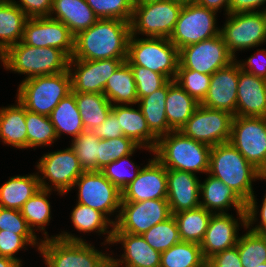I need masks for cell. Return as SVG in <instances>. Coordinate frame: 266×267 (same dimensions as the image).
Returning <instances> with one entry per match:
<instances>
[{"label": "cell", "instance_id": "cell-1", "mask_svg": "<svg viewBox=\"0 0 266 267\" xmlns=\"http://www.w3.org/2000/svg\"><path fill=\"white\" fill-rule=\"evenodd\" d=\"M207 174L223 181L246 203V227H251L258 220L252 182L263 180V174L230 142L211 147Z\"/></svg>", "mask_w": 266, "mask_h": 267}, {"label": "cell", "instance_id": "cell-2", "mask_svg": "<svg viewBox=\"0 0 266 267\" xmlns=\"http://www.w3.org/2000/svg\"><path fill=\"white\" fill-rule=\"evenodd\" d=\"M130 35V22L98 19L94 25L74 36L70 59H127Z\"/></svg>", "mask_w": 266, "mask_h": 267}, {"label": "cell", "instance_id": "cell-3", "mask_svg": "<svg viewBox=\"0 0 266 267\" xmlns=\"http://www.w3.org/2000/svg\"><path fill=\"white\" fill-rule=\"evenodd\" d=\"M39 252L47 267H111L109 254L68 232L41 240Z\"/></svg>", "mask_w": 266, "mask_h": 267}, {"label": "cell", "instance_id": "cell-4", "mask_svg": "<svg viewBox=\"0 0 266 267\" xmlns=\"http://www.w3.org/2000/svg\"><path fill=\"white\" fill-rule=\"evenodd\" d=\"M211 146L171 131L158 138L154 156L166 169L208 173ZM156 154V155H155Z\"/></svg>", "mask_w": 266, "mask_h": 267}, {"label": "cell", "instance_id": "cell-5", "mask_svg": "<svg viewBox=\"0 0 266 267\" xmlns=\"http://www.w3.org/2000/svg\"><path fill=\"white\" fill-rule=\"evenodd\" d=\"M0 60L7 70L26 74L25 79H29L68 71L70 57L60 49L28 46L20 41L9 47Z\"/></svg>", "mask_w": 266, "mask_h": 267}, {"label": "cell", "instance_id": "cell-6", "mask_svg": "<svg viewBox=\"0 0 266 267\" xmlns=\"http://www.w3.org/2000/svg\"><path fill=\"white\" fill-rule=\"evenodd\" d=\"M72 92L69 71L24 79L17 101L28 111L49 116L59 102Z\"/></svg>", "mask_w": 266, "mask_h": 267}, {"label": "cell", "instance_id": "cell-7", "mask_svg": "<svg viewBox=\"0 0 266 267\" xmlns=\"http://www.w3.org/2000/svg\"><path fill=\"white\" fill-rule=\"evenodd\" d=\"M129 65H139L175 80L179 65V50L169 38H137L130 35L127 59Z\"/></svg>", "mask_w": 266, "mask_h": 267}, {"label": "cell", "instance_id": "cell-8", "mask_svg": "<svg viewBox=\"0 0 266 267\" xmlns=\"http://www.w3.org/2000/svg\"><path fill=\"white\" fill-rule=\"evenodd\" d=\"M183 5L173 0L134 4L130 21L131 35L170 38Z\"/></svg>", "mask_w": 266, "mask_h": 267}, {"label": "cell", "instance_id": "cell-9", "mask_svg": "<svg viewBox=\"0 0 266 267\" xmlns=\"http://www.w3.org/2000/svg\"><path fill=\"white\" fill-rule=\"evenodd\" d=\"M119 211L115 216L113 232L135 235H142L152 226L172 216L167 199L121 201Z\"/></svg>", "mask_w": 266, "mask_h": 267}, {"label": "cell", "instance_id": "cell-10", "mask_svg": "<svg viewBox=\"0 0 266 267\" xmlns=\"http://www.w3.org/2000/svg\"><path fill=\"white\" fill-rule=\"evenodd\" d=\"M220 34L229 53L236 59L235 52L257 47L266 42V13H229Z\"/></svg>", "mask_w": 266, "mask_h": 267}, {"label": "cell", "instance_id": "cell-11", "mask_svg": "<svg viewBox=\"0 0 266 267\" xmlns=\"http://www.w3.org/2000/svg\"><path fill=\"white\" fill-rule=\"evenodd\" d=\"M229 142L262 174L266 172V117L234 116Z\"/></svg>", "mask_w": 266, "mask_h": 267}, {"label": "cell", "instance_id": "cell-12", "mask_svg": "<svg viewBox=\"0 0 266 267\" xmlns=\"http://www.w3.org/2000/svg\"><path fill=\"white\" fill-rule=\"evenodd\" d=\"M216 13L197 3L183 5L169 40L180 50L190 44L219 35L220 29L216 27Z\"/></svg>", "mask_w": 266, "mask_h": 267}, {"label": "cell", "instance_id": "cell-13", "mask_svg": "<svg viewBox=\"0 0 266 267\" xmlns=\"http://www.w3.org/2000/svg\"><path fill=\"white\" fill-rule=\"evenodd\" d=\"M233 118L229 112L200 104L179 131L212 147L230 141Z\"/></svg>", "mask_w": 266, "mask_h": 267}, {"label": "cell", "instance_id": "cell-14", "mask_svg": "<svg viewBox=\"0 0 266 267\" xmlns=\"http://www.w3.org/2000/svg\"><path fill=\"white\" fill-rule=\"evenodd\" d=\"M36 167L44 175L39 176L38 174L40 188L51 191L57 190L60 195L69 192L77 178L84 172L71 147L44 154ZM46 178L55 189L52 185H48L44 180Z\"/></svg>", "mask_w": 266, "mask_h": 267}, {"label": "cell", "instance_id": "cell-15", "mask_svg": "<svg viewBox=\"0 0 266 267\" xmlns=\"http://www.w3.org/2000/svg\"><path fill=\"white\" fill-rule=\"evenodd\" d=\"M234 60L235 58L229 53L221 34H219L181 48L178 68L212 75L217 70L227 67Z\"/></svg>", "mask_w": 266, "mask_h": 267}, {"label": "cell", "instance_id": "cell-16", "mask_svg": "<svg viewBox=\"0 0 266 267\" xmlns=\"http://www.w3.org/2000/svg\"><path fill=\"white\" fill-rule=\"evenodd\" d=\"M78 187V203L89 206L105 216L120 209V191L101 171H84L73 185Z\"/></svg>", "mask_w": 266, "mask_h": 267}, {"label": "cell", "instance_id": "cell-17", "mask_svg": "<svg viewBox=\"0 0 266 267\" xmlns=\"http://www.w3.org/2000/svg\"><path fill=\"white\" fill-rule=\"evenodd\" d=\"M126 59H70L68 71L73 93L103 94L108 79ZM74 66V68H73Z\"/></svg>", "mask_w": 266, "mask_h": 267}, {"label": "cell", "instance_id": "cell-18", "mask_svg": "<svg viewBox=\"0 0 266 267\" xmlns=\"http://www.w3.org/2000/svg\"><path fill=\"white\" fill-rule=\"evenodd\" d=\"M22 42L34 47H53L64 51L70 58L74 50V36L61 21L50 17L28 18Z\"/></svg>", "mask_w": 266, "mask_h": 267}, {"label": "cell", "instance_id": "cell-19", "mask_svg": "<svg viewBox=\"0 0 266 267\" xmlns=\"http://www.w3.org/2000/svg\"><path fill=\"white\" fill-rule=\"evenodd\" d=\"M167 199V169L154 157L122 190V201Z\"/></svg>", "mask_w": 266, "mask_h": 267}, {"label": "cell", "instance_id": "cell-20", "mask_svg": "<svg viewBox=\"0 0 266 267\" xmlns=\"http://www.w3.org/2000/svg\"><path fill=\"white\" fill-rule=\"evenodd\" d=\"M239 63L235 59L227 67L217 70L211 75L210 86L201 105L223 110L235 116Z\"/></svg>", "mask_w": 266, "mask_h": 267}, {"label": "cell", "instance_id": "cell-21", "mask_svg": "<svg viewBox=\"0 0 266 267\" xmlns=\"http://www.w3.org/2000/svg\"><path fill=\"white\" fill-rule=\"evenodd\" d=\"M200 183L196 174L167 169V201L171 214L200 207Z\"/></svg>", "mask_w": 266, "mask_h": 267}, {"label": "cell", "instance_id": "cell-22", "mask_svg": "<svg viewBox=\"0 0 266 267\" xmlns=\"http://www.w3.org/2000/svg\"><path fill=\"white\" fill-rule=\"evenodd\" d=\"M199 195L203 199L200 201V206L212 213H226L225 211L233 206L237 216L239 215L237 219L241 220L240 225L246 229V203L223 181L209 175L203 183H200Z\"/></svg>", "mask_w": 266, "mask_h": 267}, {"label": "cell", "instance_id": "cell-23", "mask_svg": "<svg viewBox=\"0 0 266 267\" xmlns=\"http://www.w3.org/2000/svg\"><path fill=\"white\" fill-rule=\"evenodd\" d=\"M239 224L237 219L228 213H214L211 216L200 243L202 255L206 261L213 255L237 245Z\"/></svg>", "mask_w": 266, "mask_h": 267}, {"label": "cell", "instance_id": "cell-24", "mask_svg": "<svg viewBox=\"0 0 266 267\" xmlns=\"http://www.w3.org/2000/svg\"><path fill=\"white\" fill-rule=\"evenodd\" d=\"M115 243L122 244L124 253L123 259L111 257V267H160L161 253L153 249L142 235L113 232L111 244Z\"/></svg>", "mask_w": 266, "mask_h": 267}, {"label": "cell", "instance_id": "cell-25", "mask_svg": "<svg viewBox=\"0 0 266 267\" xmlns=\"http://www.w3.org/2000/svg\"><path fill=\"white\" fill-rule=\"evenodd\" d=\"M235 116L266 117V79L243 71L240 65Z\"/></svg>", "mask_w": 266, "mask_h": 267}, {"label": "cell", "instance_id": "cell-26", "mask_svg": "<svg viewBox=\"0 0 266 267\" xmlns=\"http://www.w3.org/2000/svg\"><path fill=\"white\" fill-rule=\"evenodd\" d=\"M112 112L119 121L123 135L153 153L158 137L148 127L141 109L128 105H113Z\"/></svg>", "mask_w": 266, "mask_h": 267}, {"label": "cell", "instance_id": "cell-27", "mask_svg": "<svg viewBox=\"0 0 266 267\" xmlns=\"http://www.w3.org/2000/svg\"><path fill=\"white\" fill-rule=\"evenodd\" d=\"M55 13L56 16L53 14ZM50 18L63 22L73 36L88 29L99 19L86 0H53Z\"/></svg>", "mask_w": 266, "mask_h": 267}, {"label": "cell", "instance_id": "cell-28", "mask_svg": "<svg viewBox=\"0 0 266 267\" xmlns=\"http://www.w3.org/2000/svg\"><path fill=\"white\" fill-rule=\"evenodd\" d=\"M26 108L16 105L0 108V138L4 144L15 148H27Z\"/></svg>", "mask_w": 266, "mask_h": 267}, {"label": "cell", "instance_id": "cell-29", "mask_svg": "<svg viewBox=\"0 0 266 267\" xmlns=\"http://www.w3.org/2000/svg\"><path fill=\"white\" fill-rule=\"evenodd\" d=\"M198 103L175 80L168 81L166 117L168 125L179 131L198 108Z\"/></svg>", "mask_w": 266, "mask_h": 267}, {"label": "cell", "instance_id": "cell-30", "mask_svg": "<svg viewBox=\"0 0 266 267\" xmlns=\"http://www.w3.org/2000/svg\"><path fill=\"white\" fill-rule=\"evenodd\" d=\"M103 94L112 105L137 104L138 97L134 74L126 61L108 79Z\"/></svg>", "mask_w": 266, "mask_h": 267}, {"label": "cell", "instance_id": "cell-31", "mask_svg": "<svg viewBox=\"0 0 266 267\" xmlns=\"http://www.w3.org/2000/svg\"><path fill=\"white\" fill-rule=\"evenodd\" d=\"M28 16L10 1L0 3V56L11 46L22 41Z\"/></svg>", "mask_w": 266, "mask_h": 267}, {"label": "cell", "instance_id": "cell-32", "mask_svg": "<svg viewBox=\"0 0 266 267\" xmlns=\"http://www.w3.org/2000/svg\"><path fill=\"white\" fill-rule=\"evenodd\" d=\"M38 173L13 176L0 187V207L21 210L39 189Z\"/></svg>", "mask_w": 266, "mask_h": 267}, {"label": "cell", "instance_id": "cell-33", "mask_svg": "<svg viewBox=\"0 0 266 267\" xmlns=\"http://www.w3.org/2000/svg\"><path fill=\"white\" fill-rule=\"evenodd\" d=\"M168 93V82L152 94L142 97L138 100V106L141 109L150 130L159 138L162 135L174 131L167 122L166 117V97Z\"/></svg>", "mask_w": 266, "mask_h": 267}, {"label": "cell", "instance_id": "cell-34", "mask_svg": "<svg viewBox=\"0 0 266 267\" xmlns=\"http://www.w3.org/2000/svg\"><path fill=\"white\" fill-rule=\"evenodd\" d=\"M49 118L58 138L62 133H66L73 136L72 139H74L85 131L73 92L59 102L50 113Z\"/></svg>", "mask_w": 266, "mask_h": 267}, {"label": "cell", "instance_id": "cell-35", "mask_svg": "<svg viewBox=\"0 0 266 267\" xmlns=\"http://www.w3.org/2000/svg\"><path fill=\"white\" fill-rule=\"evenodd\" d=\"M76 105L86 131L100 126L112 111L113 105L100 93H74Z\"/></svg>", "mask_w": 266, "mask_h": 267}, {"label": "cell", "instance_id": "cell-36", "mask_svg": "<svg viewBox=\"0 0 266 267\" xmlns=\"http://www.w3.org/2000/svg\"><path fill=\"white\" fill-rule=\"evenodd\" d=\"M213 214L201 206L172 214L176 220L181 241L200 244Z\"/></svg>", "mask_w": 266, "mask_h": 267}, {"label": "cell", "instance_id": "cell-37", "mask_svg": "<svg viewBox=\"0 0 266 267\" xmlns=\"http://www.w3.org/2000/svg\"><path fill=\"white\" fill-rule=\"evenodd\" d=\"M71 221L74 227L80 232H92L96 231L99 234H107L105 243L112 242L114 221L105 216L100 211L93 209L89 206L77 203L71 213ZM111 230H107L109 227Z\"/></svg>", "mask_w": 266, "mask_h": 267}, {"label": "cell", "instance_id": "cell-38", "mask_svg": "<svg viewBox=\"0 0 266 267\" xmlns=\"http://www.w3.org/2000/svg\"><path fill=\"white\" fill-rule=\"evenodd\" d=\"M160 267H206L200 244L180 241L161 253Z\"/></svg>", "mask_w": 266, "mask_h": 267}, {"label": "cell", "instance_id": "cell-39", "mask_svg": "<svg viewBox=\"0 0 266 267\" xmlns=\"http://www.w3.org/2000/svg\"><path fill=\"white\" fill-rule=\"evenodd\" d=\"M51 190L39 189L31 198H29L21 209L22 216L26 219L29 228L34 232L36 230H42L44 233V240L49 239L47 232L45 231V225H48L51 219V206L48 201V194Z\"/></svg>", "mask_w": 266, "mask_h": 267}, {"label": "cell", "instance_id": "cell-40", "mask_svg": "<svg viewBox=\"0 0 266 267\" xmlns=\"http://www.w3.org/2000/svg\"><path fill=\"white\" fill-rule=\"evenodd\" d=\"M27 148L48 146L58 139L49 116L26 110Z\"/></svg>", "mask_w": 266, "mask_h": 267}, {"label": "cell", "instance_id": "cell-41", "mask_svg": "<svg viewBox=\"0 0 266 267\" xmlns=\"http://www.w3.org/2000/svg\"><path fill=\"white\" fill-rule=\"evenodd\" d=\"M243 267H256L266 261V240L259 233L248 230L236 245Z\"/></svg>", "mask_w": 266, "mask_h": 267}, {"label": "cell", "instance_id": "cell-42", "mask_svg": "<svg viewBox=\"0 0 266 267\" xmlns=\"http://www.w3.org/2000/svg\"><path fill=\"white\" fill-rule=\"evenodd\" d=\"M142 237L153 249L160 253L181 241L178 226L173 215L166 221L152 226L142 234Z\"/></svg>", "mask_w": 266, "mask_h": 267}, {"label": "cell", "instance_id": "cell-43", "mask_svg": "<svg viewBox=\"0 0 266 267\" xmlns=\"http://www.w3.org/2000/svg\"><path fill=\"white\" fill-rule=\"evenodd\" d=\"M99 141L91 131H84L72 139L71 148L84 171H98Z\"/></svg>", "mask_w": 266, "mask_h": 267}, {"label": "cell", "instance_id": "cell-44", "mask_svg": "<svg viewBox=\"0 0 266 267\" xmlns=\"http://www.w3.org/2000/svg\"><path fill=\"white\" fill-rule=\"evenodd\" d=\"M98 156V171L107 166L110 162L120 159L121 157L133 154L138 148L144 147L136 144L132 139L121 136L115 139H100Z\"/></svg>", "mask_w": 266, "mask_h": 267}, {"label": "cell", "instance_id": "cell-45", "mask_svg": "<svg viewBox=\"0 0 266 267\" xmlns=\"http://www.w3.org/2000/svg\"><path fill=\"white\" fill-rule=\"evenodd\" d=\"M99 19H118L130 22L133 15V0H86Z\"/></svg>", "mask_w": 266, "mask_h": 267}, {"label": "cell", "instance_id": "cell-46", "mask_svg": "<svg viewBox=\"0 0 266 267\" xmlns=\"http://www.w3.org/2000/svg\"><path fill=\"white\" fill-rule=\"evenodd\" d=\"M210 80L211 75L186 68H178L175 78V82L200 104L208 93Z\"/></svg>", "mask_w": 266, "mask_h": 267}, {"label": "cell", "instance_id": "cell-47", "mask_svg": "<svg viewBox=\"0 0 266 267\" xmlns=\"http://www.w3.org/2000/svg\"><path fill=\"white\" fill-rule=\"evenodd\" d=\"M37 239L35 234H15L7 230H0V256L11 258L22 266V261L15 257V253L27 245H37L39 251L41 240L38 242Z\"/></svg>", "mask_w": 266, "mask_h": 267}, {"label": "cell", "instance_id": "cell-48", "mask_svg": "<svg viewBox=\"0 0 266 267\" xmlns=\"http://www.w3.org/2000/svg\"><path fill=\"white\" fill-rule=\"evenodd\" d=\"M130 67L136 82L138 100L162 88L169 81L164 75L145 67L139 65H130Z\"/></svg>", "mask_w": 266, "mask_h": 267}, {"label": "cell", "instance_id": "cell-49", "mask_svg": "<svg viewBox=\"0 0 266 267\" xmlns=\"http://www.w3.org/2000/svg\"><path fill=\"white\" fill-rule=\"evenodd\" d=\"M130 156H132V154L112 161L100 170L101 173L107 179H109L120 191H122L128 184H130L137 177L139 171L141 170V167H138V165H135V163L130 160ZM123 162L129 163L131 165V168H135L134 172H131L132 174H128V172L130 171L127 172L126 170L122 169L123 167L121 166H123Z\"/></svg>", "mask_w": 266, "mask_h": 267}, {"label": "cell", "instance_id": "cell-50", "mask_svg": "<svg viewBox=\"0 0 266 267\" xmlns=\"http://www.w3.org/2000/svg\"><path fill=\"white\" fill-rule=\"evenodd\" d=\"M0 230L15 234H35L29 228L21 210L0 207Z\"/></svg>", "mask_w": 266, "mask_h": 267}, {"label": "cell", "instance_id": "cell-51", "mask_svg": "<svg viewBox=\"0 0 266 267\" xmlns=\"http://www.w3.org/2000/svg\"><path fill=\"white\" fill-rule=\"evenodd\" d=\"M19 6L29 17H49L53 0H20V4L15 0H9Z\"/></svg>", "mask_w": 266, "mask_h": 267}, {"label": "cell", "instance_id": "cell-52", "mask_svg": "<svg viewBox=\"0 0 266 267\" xmlns=\"http://www.w3.org/2000/svg\"><path fill=\"white\" fill-rule=\"evenodd\" d=\"M206 267H243L238 248L235 246L213 255L206 261Z\"/></svg>", "mask_w": 266, "mask_h": 267}, {"label": "cell", "instance_id": "cell-53", "mask_svg": "<svg viewBox=\"0 0 266 267\" xmlns=\"http://www.w3.org/2000/svg\"><path fill=\"white\" fill-rule=\"evenodd\" d=\"M99 139H115L123 135L116 115L111 111L105 121L91 131Z\"/></svg>", "mask_w": 266, "mask_h": 267}, {"label": "cell", "instance_id": "cell-54", "mask_svg": "<svg viewBox=\"0 0 266 267\" xmlns=\"http://www.w3.org/2000/svg\"><path fill=\"white\" fill-rule=\"evenodd\" d=\"M263 56L264 58H262V63L261 61L258 62L256 60V58L258 56ZM244 63H242L241 61H238L241 69L245 72H248L250 74H253L257 77H261L266 79V49H258L257 50V54L256 55H251V57H248V59L246 61H243Z\"/></svg>", "mask_w": 266, "mask_h": 267}, {"label": "cell", "instance_id": "cell-55", "mask_svg": "<svg viewBox=\"0 0 266 267\" xmlns=\"http://www.w3.org/2000/svg\"><path fill=\"white\" fill-rule=\"evenodd\" d=\"M266 0H229V13L259 12Z\"/></svg>", "mask_w": 266, "mask_h": 267}, {"label": "cell", "instance_id": "cell-56", "mask_svg": "<svg viewBox=\"0 0 266 267\" xmlns=\"http://www.w3.org/2000/svg\"><path fill=\"white\" fill-rule=\"evenodd\" d=\"M197 4L215 12L224 7L225 14H229V0H197Z\"/></svg>", "mask_w": 266, "mask_h": 267}, {"label": "cell", "instance_id": "cell-57", "mask_svg": "<svg viewBox=\"0 0 266 267\" xmlns=\"http://www.w3.org/2000/svg\"><path fill=\"white\" fill-rule=\"evenodd\" d=\"M260 225H255V227L250 228V227H246V229L249 228L250 231L255 232V233H261L264 229H266V194L264 196L263 202H262V206L260 209Z\"/></svg>", "mask_w": 266, "mask_h": 267}, {"label": "cell", "instance_id": "cell-58", "mask_svg": "<svg viewBox=\"0 0 266 267\" xmlns=\"http://www.w3.org/2000/svg\"><path fill=\"white\" fill-rule=\"evenodd\" d=\"M0 267H21V265L11 258L0 256Z\"/></svg>", "mask_w": 266, "mask_h": 267}, {"label": "cell", "instance_id": "cell-59", "mask_svg": "<svg viewBox=\"0 0 266 267\" xmlns=\"http://www.w3.org/2000/svg\"><path fill=\"white\" fill-rule=\"evenodd\" d=\"M176 3H179L181 5H190V4H195L197 3V0H173Z\"/></svg>", "mask_w": 266, "mask_h": 267}, {"label": "cell", "instance_id": "cell-60", "mask_svg": "<svg viewBox=\"0 0 266 267\" xmlns=\"http://www.w3.org/2000/svg\"><path fill=\"white\" fill-rule=\"evenodd\" d=\"M161 0H133L134 4H146L150 2H156Z\"/></svg>", "mask_w": 266, "mask_h": 267}, {"label": "cell", "instance_id": "cell-61", "mask_svg": "<svg viewBox=\"0 0 266 267\" xmlns=\"http://www.w3.org/2000/svg\"><path fill=\"white\" fill-rule=\"evenodd\" d=\"M260 234L266 240V229H264Z\"/></svg>", "mask_w": 266, "mask_h": 267}, {"label": "cell", "instance_id": "cell-62", "mask_svg": "<svg viewBox=\"0 0 266 267\" xmlns=\"http://www.w3.org/2000/svg\"><path fill=\"white\" fill-rule=\"evenodd\" d=\"M256 267H266V261H265L264 263L259 264V265L256 266Z\"/></svg>", "mask_w": 266, "mask_h": 267}, {"label": "cell", "instance_id": "cell-63", "mask_svg": "<svg viewBox=\"0 0 266 267\" xmlns=\"http://www.w3.org/2000/svg\"><path fill=\"white\" fill-rule=\"evenodd\" d=\"M263 179L266 180V172L263 174Z\"/></svg>", "mask_w": 266, "mask_h": 267}, {"label": "cell", "instance_id": "cell-64", "mask_svg": "<svg viewBox=\"0 0 266 267\" xmlns=\"http://www.w3.org/2000/svg\"><path fill=\"white\" fill-rule=\"evenodd\" d=\"M7 1H9V0H0V3H1V2H7Z\"/></svg>", "mask_w": 266, "mask_h": 267}]
</instances>
